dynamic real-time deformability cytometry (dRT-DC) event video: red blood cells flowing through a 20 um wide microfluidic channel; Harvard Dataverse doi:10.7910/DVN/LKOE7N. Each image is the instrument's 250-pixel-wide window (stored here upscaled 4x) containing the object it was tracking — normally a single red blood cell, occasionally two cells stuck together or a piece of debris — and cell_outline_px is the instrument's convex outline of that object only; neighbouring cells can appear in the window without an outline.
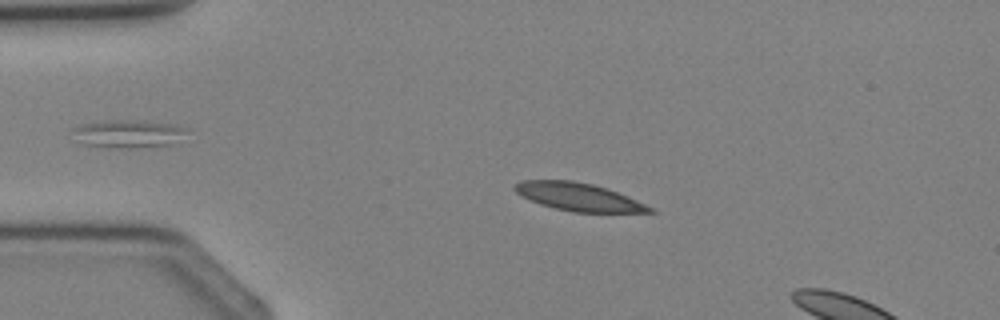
{"species": "Egyptian fruit bat (a non-hibernating species)", "species_latin": "Rousettus aegyptiacus", "temperature_condition": "cold", "stored_images_in_passage": 4, "camera_frame_rate_fps": 3000, "um_per_image_px": 0.085, "animal": {"sex": "female"}, "frame": {"image": 1, "passage_image": 3, "time_ms": 2.333, "image_size_px": [1000, 320], "cell_outline_px": [[656, 212], [572, 212], [540, 204], [516, 192], [512, 188], [512, 184], [524, 180], [572, 180], [592, 184], [608, 188], [628, 196], [652, 208]], "centroid_in_image_um": [49.15, 16.72], "position_along_channel_um": 35.8, "area_um2": 21.73}}